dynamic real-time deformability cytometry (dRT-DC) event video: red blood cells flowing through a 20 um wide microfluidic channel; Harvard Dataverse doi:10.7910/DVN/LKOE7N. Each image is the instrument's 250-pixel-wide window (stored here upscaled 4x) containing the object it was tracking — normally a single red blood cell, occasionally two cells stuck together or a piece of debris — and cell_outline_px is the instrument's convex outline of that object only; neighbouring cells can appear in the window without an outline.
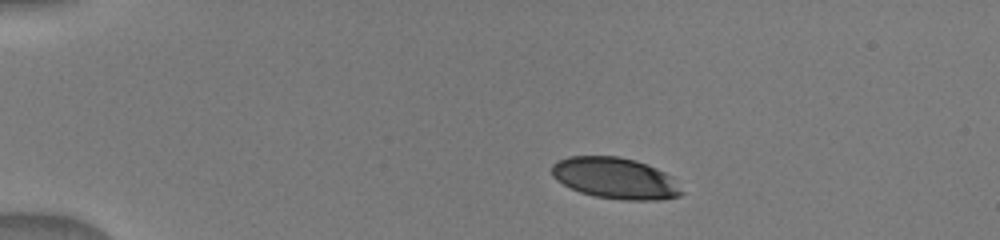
{"species": "human", "species_latin": "Homo sapiens", "temperature_condition": "warm", "stored_images_in_passage": 7, "camera_frame_rate_fps": 3000, "um_per_image_px": 0.085, "donor": {"sex": "male"}, "frame": {"image": 1, "passage_image": 1, "time_ms": 0.0, "image_size_px": [1000, 240], "cell_outline_px": [[684, 192], [680, 196], [660, 200], [620, 200], [596, 196], [580, 192], [556, 180], [552, 176], [552, 164], [556, 160], [568, 156], [616, 156], [636, 160], [656, 168], [672, 176]], "centroid_in_image_um": [52.3, 15.14], "position_along_channel_um": 32.7, "area_um2": 31.33}}
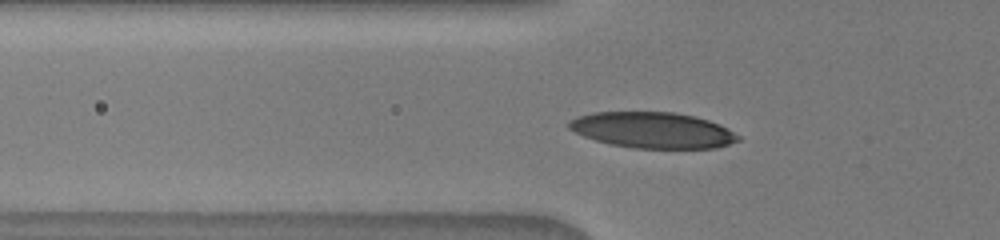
{"frame": {"image": 2, "passage_image": 6, "time_ms": 2.667, "image_size_px": [1000, 240], "cell_outline_px": [[740, 140], [716, 148], [636, 148], [612, 144], [596, 140], [584, 136], [568, 128], [568, 120], [592, 112], [676, 112], [696, 116], [720, 124], [728, 128], [740, 136]], "centroid_in_image_um": [55.5, 11.05], "position_along_channel_um": 70.3, "area_um2": 35.37}}